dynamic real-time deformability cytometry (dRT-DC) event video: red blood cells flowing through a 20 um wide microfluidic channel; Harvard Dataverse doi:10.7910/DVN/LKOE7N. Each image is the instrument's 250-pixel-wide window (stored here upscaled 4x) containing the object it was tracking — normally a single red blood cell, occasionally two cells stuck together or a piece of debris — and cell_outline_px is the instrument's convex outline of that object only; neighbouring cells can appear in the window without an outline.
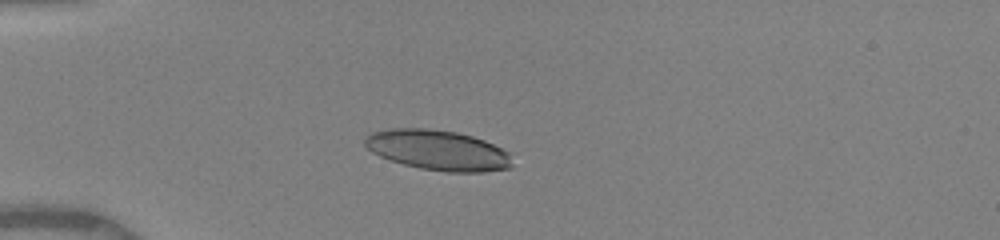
{"species": "human", "species_latin": "Homo sapiens", "temperature_condition": "warm", "stored_images_in_passage": 3, "camera_frame_rate_fps": 3000, "um_per_image_px": 0.085, "donor": {"sex": "female"}, "frame": {"image": 1, "passage_image": 1, "time_ms": 0.0, "image_size_px": [1000, 240], "cell_outline_px": [[512, 164], [508, 168], [484, 172], [448, 172], [420, 168], [404, 164], [380, 156], [372, 152], [364, 144], [364, 140], [372, 132], [388, 128], [424, 128], [456, 132], [472, 136], [484, 140], [508, 152]], "centroid_in_image_um": [37.21, 12.76], "position_along_channel_um": 47.8, "area_um2": 34.22}}
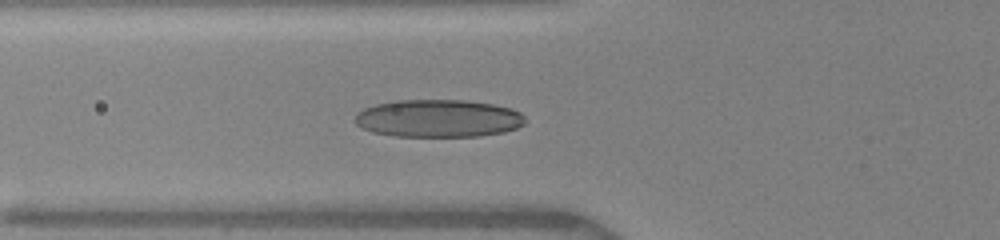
{"frame": {"image": 2, "passage_image": 3, "time_ms": 1.667, "image_size_px": [1000, 240], "cell_outline_px": [[524, 124], [516, 128], [504, 132], [480, 136], [392, 136], [372, 132], [356, 124], [356, 112], [364, 108], [376, 104], [396, 100], [464, 100], [492, 104], [512, 108], [520, 112], [524, 116]], "centroid_in_image_um": [37.26, 10.06], "position_along_channel_um": 88.5, "area_um2": 37.4}}